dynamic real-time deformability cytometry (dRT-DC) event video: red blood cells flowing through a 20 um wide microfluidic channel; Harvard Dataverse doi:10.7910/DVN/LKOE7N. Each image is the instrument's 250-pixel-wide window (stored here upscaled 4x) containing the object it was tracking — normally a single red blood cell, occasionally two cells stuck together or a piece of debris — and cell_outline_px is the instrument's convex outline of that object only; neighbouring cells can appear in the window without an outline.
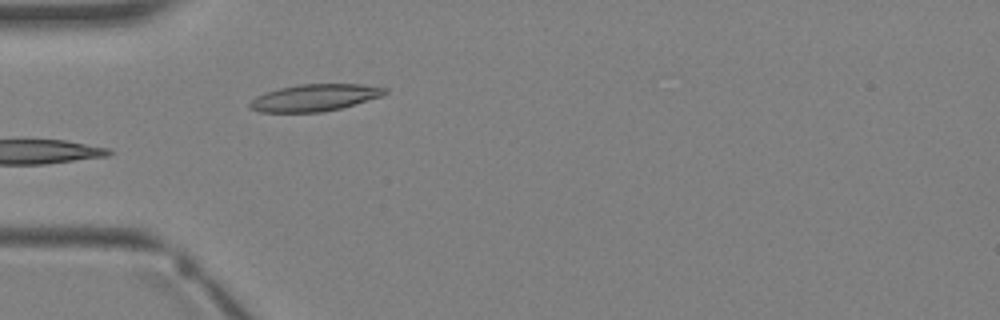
{"species": "Egyptian fruit bat (a non-hibernating species)", "species_latin": "Rousettus aegyptiacus", "temperature_condition": "warm", "stored_images_in_passage": 3, "camera_frame_rate_fps": 3000, "um_per_image_px": 0.085, "animal": {"sex": "female"}, "frame": {"image": 1, "passage_image": 3, "time_ms": 2.667, "image_size_px": [1000, 320], "cell_outline_px": [[388, 92], [380, 96], [340, 108], [324, 112], [260, 112], [248, 108], [248, 104], [256, 96], [264, 92], [280, 88], [300, 84], [360, 84], [388, 88]], "centroid_in_image_um": [26.7, 8.3], "position_along_channel_um": 58.3, "area_um2": 21.1}}